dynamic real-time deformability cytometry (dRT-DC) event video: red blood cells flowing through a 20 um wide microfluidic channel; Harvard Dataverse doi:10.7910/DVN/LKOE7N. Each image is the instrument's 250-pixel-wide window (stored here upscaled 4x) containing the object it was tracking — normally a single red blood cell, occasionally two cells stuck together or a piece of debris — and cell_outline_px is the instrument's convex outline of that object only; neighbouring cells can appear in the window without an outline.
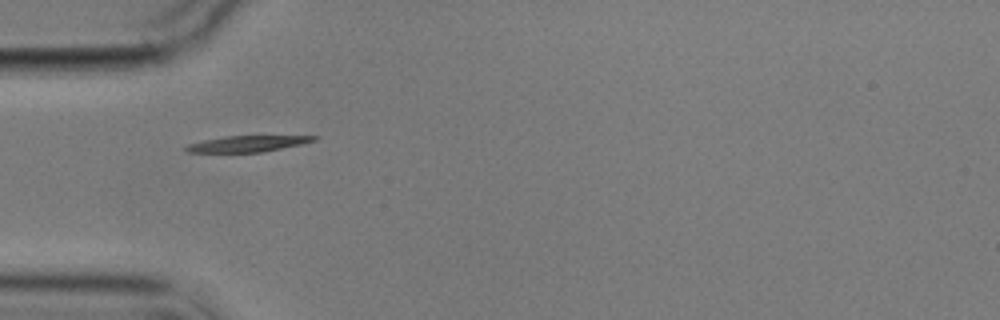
{"species": "common noctule bat (a hibernating species)", "species_latin": "Nyctalus noctula", "temperature_condition": "cold", "stored_images_in_passage": 6, "camera_frame_rate_fps": 3000, "um_per_image_px": 0.085, "animal": {"sex": "male", "body_mass_g": 17.9}, "frame": {"image": 1, "passage_image": 5, "time_ms": 5.333, "image_size_px": [1000, 320], "cell_outline_px": [[320, 136], [316, 140], [300, 144], [260, 152], [188, 152], [184, 148], [188, 144], [204, 140], [224, 136]], "centroid_in_image_um": [21.0, 12.21], "position_along_channel_um": 64.0, "area_um2": 11.68}}
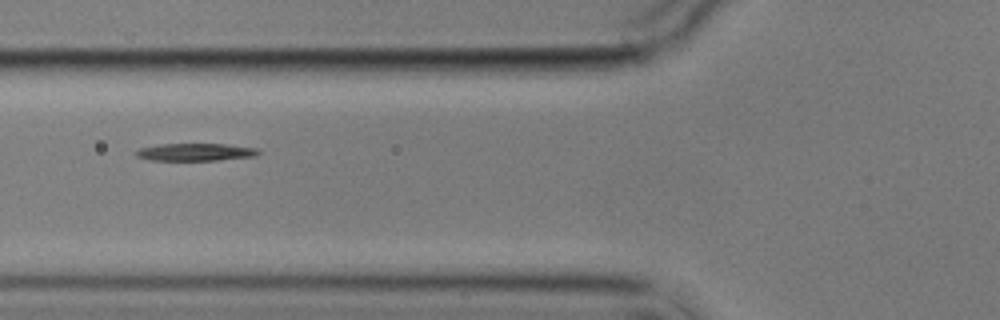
{"frame": {"image": 2, "passage_image": 6, "time_ms": 6.667, "image_size_px": [1000, 320], "cell_outline_px": [[260, 152], [256, 156], [220, 160], [152, 160], [136, 156], [136, 152], [140, 148], [160, 144], [228, 144], [260, 148]], "centroid_in_image_um": [16.7, 12.92], "position_along_channel_um": 109.1, "area_um2": 12.48}}